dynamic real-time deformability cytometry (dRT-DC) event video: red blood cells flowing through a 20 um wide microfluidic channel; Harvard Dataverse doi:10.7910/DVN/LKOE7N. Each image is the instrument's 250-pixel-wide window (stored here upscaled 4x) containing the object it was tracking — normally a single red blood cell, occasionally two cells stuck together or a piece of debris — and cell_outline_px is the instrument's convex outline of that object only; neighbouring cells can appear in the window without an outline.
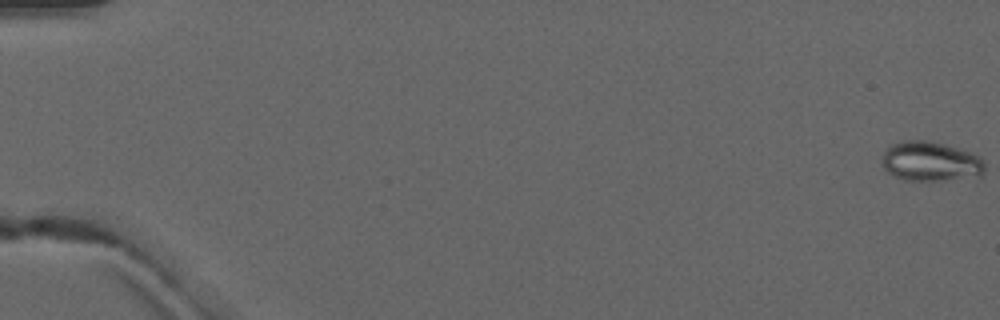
{"species": "common noctule bat (a hibernating species)", "species_latin": "Nyctalus noctula", "temperature_condition": "warm", "stored_images_in_passage": 5, "camera_frame_rate_fps": 3000, "um_per_image_px": 0.085, "animal": {"sex": "male", "forearm_length_mm": 52.5}, "frame": {"image": 1, "passage_image": 1, "time_ms": 0.0, "image_size_px": [1000, 320], "cell_outline_px": [[984, 172], [980, 176], [944, 180], [904, 180], [888, 172], [884, 168], [884, 152], [892, 144], [900, 140], [928, 140], [944, 144], [980, 156], [984, 164]], "centroid_in_image_um": [79.11, 13.72], "position_along_channel_um": 5.9, "area_um2": 23.47}}